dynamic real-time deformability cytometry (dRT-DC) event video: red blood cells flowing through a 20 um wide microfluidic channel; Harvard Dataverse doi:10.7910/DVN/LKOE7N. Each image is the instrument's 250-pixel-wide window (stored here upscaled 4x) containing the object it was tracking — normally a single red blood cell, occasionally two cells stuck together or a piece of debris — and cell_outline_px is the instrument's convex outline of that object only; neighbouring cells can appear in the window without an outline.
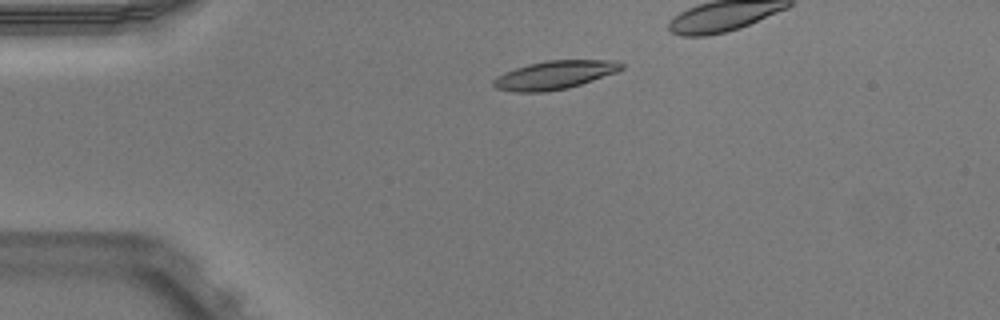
{"species": "Egyptian fruit bat (a non-hibernating species)", "species_latin": "Rousettus aegyptiacus", "temperature_condition": "warm", "stored_images_in_passage": 41, "camera_frame_rate_fps": 3000, "um_per_image_px": 0.085, "animal": {"sex": "male"}, "frame": {"image": 1, "passage_image": 10, "time_ms": 3.0, "image_size_px": [1000, 320], "cell_outline_px": [[624, 68], [616, 72], [568, 88], [544, 92], [512, 92], [496, 88], [492, 84], [492, 80], [496, 76], [504, 72], [528, 64], [544, 60], [616, 60], [624, 64]], "centroid_in_image_um": [47.11, 6.37], "position_along_channel_um": 37.9, "area_um2": 21.27}}
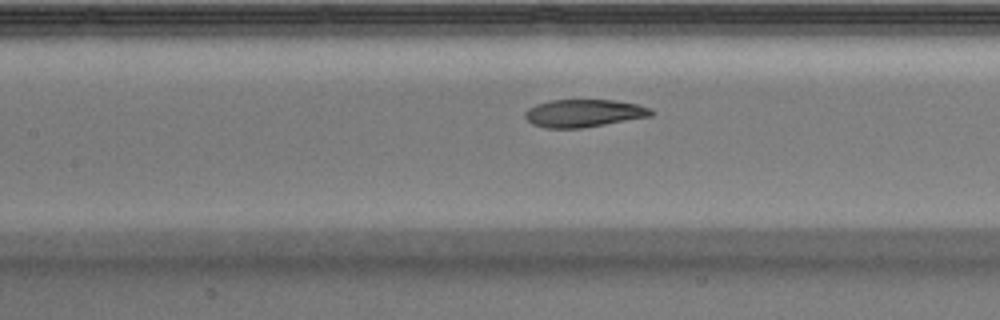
{"frame": {"image": 2, "passage_image": 22, "time_ms": 7.0, "image_size_px": [1000, 320], "cell_outline_px": [[656, 112], [652, 116], [580, 128], [544, 128], [532, 124], [524, 116], [524, 112], [528, 108], [536, 104], [552, 100], [612, 100], [636, 104], [648, 108]], "centroid_in_image_um": [49.59, 9.62], "position_along_channel_um": 157.8, "area_um2": 20.23}}
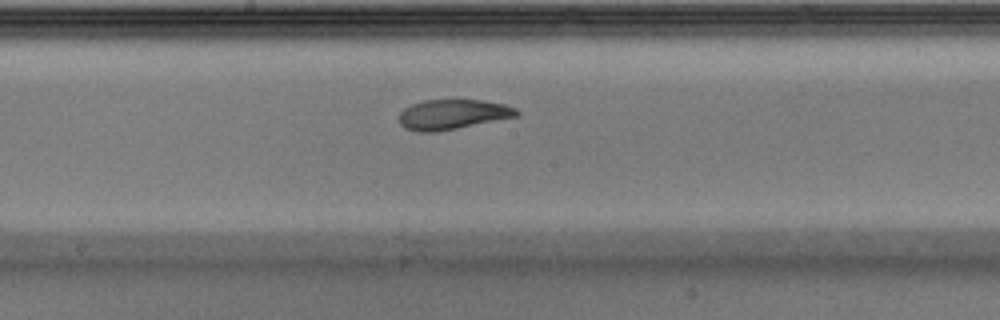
{"frame": {"image": 3, "passage_image": 26, "time_ms": 8.333, "image_size_px": [1000, 320], "cell_outline_px": [[520, 116], [436, 132], [416, 132], [404, 128], [400, 124], [400, 112], [404, 108], [412, 104], [424, 100], [456, 96], [484, 100], [504, 104], [516, 108], [520, 112]], "centroid_in_image_um": [38.5, 9.67], "position_along_channel_um": 209.7, "area_um2": 21.5}}